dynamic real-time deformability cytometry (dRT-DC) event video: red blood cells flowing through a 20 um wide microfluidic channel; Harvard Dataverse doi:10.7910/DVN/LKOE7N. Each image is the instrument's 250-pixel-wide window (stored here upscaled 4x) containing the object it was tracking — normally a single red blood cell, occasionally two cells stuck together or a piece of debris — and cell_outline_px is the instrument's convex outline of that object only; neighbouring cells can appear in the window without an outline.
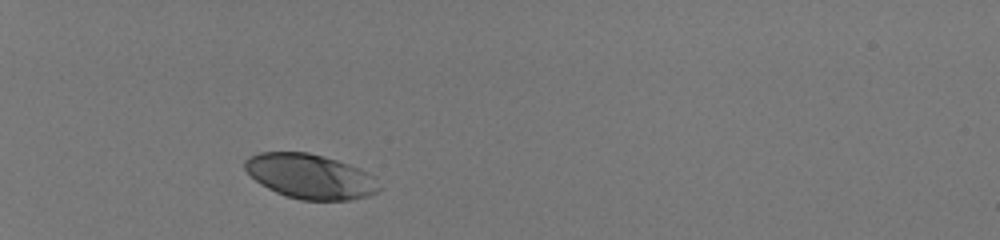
{"species": "human", "species_latin": "Homo sapiens", "temperature_condition": "room temperature", "stored_images_in_passage": 32, "camera_frame_rate_fps": 3000, "um_per_image_px": 0.085, "donor": {"sex": "male"}, "frame": {"image": 1, "passage_image": 1, "time_ms": 0.0, "image_size_px": [1000, 240], "cell_outline_px": [[380, 188], [376, 192], [368, 196], [348, 200], [300, 200], [276, 192], [260, 184], [244, 168], [244, 160], [248, 156], [260, 152], [308, 152], [324, 156], [348, 164], [372, 176]], "centroid_in_image_um": [26.31, 14.99], "position_along_channel_um": 58.7, "area_um2": 34.56}}
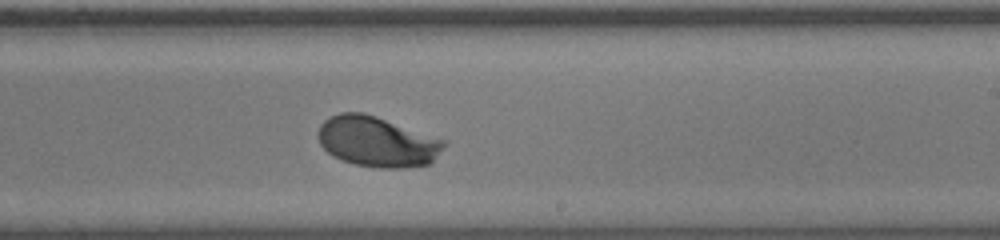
{"frame": {"image": 2, "passage_image": 19, "time_ms": 6.0, "image_size_px": [1000, 240], "cell_outline_px": [[448, 140], [432, 164], [408, 168], [376, 168], [352, 164], [340, 160], [328, 152], [320, 144], [320, 124], [328, 116], [340, 112], [364, 112]], "centroid_in_image_um": [32.1, 12.05], "position_along_channel_um": 256.9, "area_um2": 37.4}}
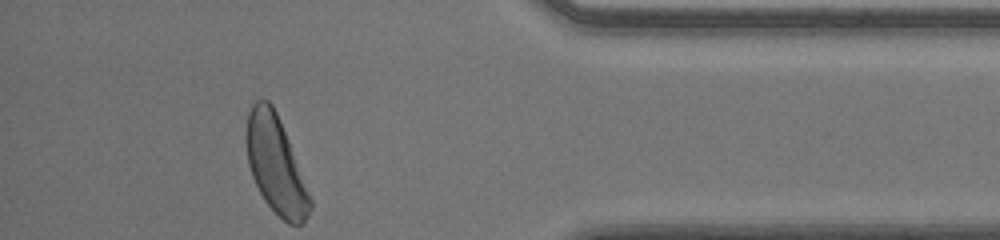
{"frame": {"image": 3, "passage_image": 32, "time_ms": 10.333, "image_size_px": [1000, 240], "cell_outline_px": [[312, 208], [304, 224], [288, 224], [264, 200], [252, 176], [248, 164], [244, 136], [248, 112], [252, 104], [256, 100], [268, 100], [272, 104], [276, 112], [288, 140], [312, 200]], "centroid_in_image_um": [23.41, 14.0], "position_along_channel_um": 411.8, "area_um2": 35.89}, "authors_computed_cell_mechanics": {"area_um2": 35.836, "velocity_mm_per_s": 4.0121, "shape_relaxation_time_tau1_ms": 2.2459, "shape_relaxation_time_tau2_ms": null, "deformation_change_tau1": 0.1705, "deformation_change_tau2": null}}